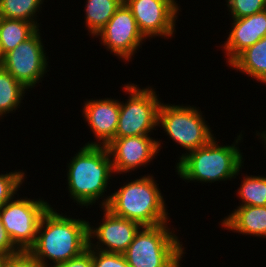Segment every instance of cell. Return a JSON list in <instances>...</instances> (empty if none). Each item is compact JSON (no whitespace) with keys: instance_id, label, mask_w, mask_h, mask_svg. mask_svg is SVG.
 <instances>
[{"instance_id":"3","label":"cell","mask_w":266,"mask_h":267,"mask_svg":"<svg viewBox=\"0 0 266 267\" xmlns=\"http://www.w3.org/2000/svg\"><path fill=\"white\" fill-rule=\"evenodd\" d=\"M242 133L245 134L241 130L231 145H222L214 137L205 146L186 153L176 161L175 174L186 183H209L208 186L215 182L218 184L217 182L233 181L239 177L242 168L245 169V158L239 148L243 142Z\"/></svg>"},{"instance_id":"12","label":"cell","mask_w":266,"mask_h":267,"mask_svg":"<svg viewBox=\"0 0 266 267\" xmlns=\"http://www.w3.org/2000/svg\"><path fill=\"white\" fill-rule=\"evenodd\" d=\"M163 141L155 139L151 135L130 136L113 139L106 147L108 148L114 175L130 176L138 169L151 165L163 148ZM141 167V168H140ZM143 167V168H142ZM133 171V172H132Z\"/></svg>"},{"instance_id":"19","label":"cell","mask_w":266,"mask_h":267,"mask_svg":"<svg viewBox=\"0 0 266 267\" xmlns=\"http://www.w3.org/2000/svg\"><path fill=\"white\" fill-rule=\"evenodd\" d=\"M20 82H18L7 70L0 66V121L7 114H13L23 107L25 95L28 93ZM2 119V120H1Z\"/></svg>"},{"instance_id":"9","label":"cell","mask_w":266,"mask_h":267,"mask_svg":"<svg viewBox=\"0 0 266 267\" xmlns=\"http://www.w3.org/2000/svg\"><path fill=\"white\" fill-rule=\"evenodd\" d=\"M41 35L38 29L30 38L6 53L1 64L29 92L40 86L39 83L50 71V60Z\"/></svg>"},{"instance_id":"26","label":"cell","mask_w":266,"mask_h":267,"mask_svg":"<svg viewBox=\"0 0 266 267\" xmlns=\"http://www.w3.org/2000/svg\"><path fill=\"white\" fill-rule=\"evenodd\" d=\"M2 267H43L28 251L7 256Z\"/></svg>"},{"instance_id":"4","label":"cell","mask_w":266,"mask_h":267,"mask_svg":"<svg viewBox=\"0 0 266 267\" xmlns=\"http://www.w3.org/2000/svg\"><path fill=\"white\" fill-rule=\"evenodd\" d=\"M155 178L153 174L147 173L130 181L127 178L126 182H119L121 187L112 191L105 208L112 214L136 221L141 226L172 223L166 198Z\"/></svg>"},{"instance_id":"10","label":"cell","mask_w":266,"mask_h":267,"mask_svg":"<svg viewBox=\"0 0 266 267\" xmlns=\"http://www.w3.org/2000/svg\"><path fill=\"white\" fill-rule=\"evenodd\" d=\"M95 38L100 39L99 42L104 49L125 64L132 62V58L140 49L142 50V45L146 42L131 10L124 2Z\"/></svg>"},{"instance_id":"13","label":"cell","mask_w":266,"mask_h":267,"mask_svg":"<svg viewBox=\"0 0 266 267\" xmlns=\"http://www.w3.org/2000/svg\"><path fill=\"white\" fill-rule=\"evenodd\" d=\"M100 209L103 217L98 222L99 225L94 222L93 225L91 222L88 225V247L102 252L123 254L142 226L136 221L112 214L105 207Z\"/></svg>"},{"instance_id":"21","label":"cell","mask_w":266,"mask_h":267,"mask_svg":"<svg viewBox=\"0 0 266 267\" xmlns=\"http://www.w3.org/2000/svg\"><path fill=\"white\" fill-rule=\"evenodd\" d=\"M44 1L45 0H1L0 17L31 22L38 29H41L40 26L42 24L41 21L38 23V14L42 13V6L45 5ZM45 2L48 1L46 0Z\"/></svg>"},{"instance_id":"14","label":"cell","mask_w":266,"mask_h":267,"mask_svg":"<svg viewBox=\"0 0 266 267\" xmlns=\"http://www.w3.org/2000/svg\"><path fill=\"white\" fill-rule=\"evenodd\" d=\"M83 120L87 123L90 134L92 133L94 141H88L83 144L86 146H107L113 139L118 127L120 112V99L104 97L85 99L82 104ZM96 139V140H95Z\"/></svg>"},{"instance_id":"28","label":"cell","mask_w":266,"mask_h":267,"mask_svg":"<svg viewBox=\"0 0 266 267\" xmlns=\"http://www.w3.org/2000/svg\"><path fill=\"white\" fill-rule=\"evenodd\" d=\"M0 252L5 254L6 256H12L20 252V250L11 241L1 220H0Z\"/></svg>"},{"instance_id":"30","label":"cell","mask_w":266,"mask_h":267,"mask_svg":"<svg viewBox=\"0 0 266 267\" xmlns=\"http://www.w3.org/2000/svg\"><path fill=\"white\" fill-rule=\"evenodd\" d=\"M7 256L5 254H3L2 252H0V267L3 266L4 260Z\"/></svg>"},{"instance_id":"8","label":"cell","mask_w":266,"mask_h":267,"mask_svg":"<svg viewBox=\"0 0 266 267\" xmlns=\"http://www.w3.org/2000/svg\"><path fill=\"white\" fill-rule=\"evenodd\" d=\"M19 194L0 208V220L13 244L20 251H28L35 243L42 216L52 205L43 197Z\"/></svg>"},{"instance_id":"2","label":"cell","mask_w":266,"mask_h":267,"mask_svg":"<svg viewBox=\"0 0 266 267\" xmlns=\"http://www.w3.org/2000/svg\"><path fill=\"white\" fill-rule=\"evenodd\" d=\"M76 151L64 171L68 197L82 209H90L96 202L100 205L98 208L105 207L111 195H107V190L111 189L110 180L116 177L108 148L83 145Z\"/></svg>"},{"instance_id":"20","label":"cell","mask_w":266,"mask_h":267,"mask_svg":"<svg viewBox=\"0 0 266 267\" xmlns=\"http://www.w3.org/2000/svg\"><path fill=\"white\" fill-rule=\"evenodd\" d=\"M38 28L31 22L0 17V46L2 56L19 43L30 38Z\"/></svg>"},{"instance_id":"25","label":"cell","mask_w":266,"mask_h":267,"mask_svg":"<svg viewBox=\"0 0 266 267\" xmlns=\"http://www.w3.org/2000/svg\"><path fill=\"white\" fill-rule=\"evenodd\" d=\"M93 267H129L124 254L92 249Z\"/></svg>"},{"instance_id":"6","label":"cell","mask_w":266,"mask_h":267,"mask_svg":"<svg viewBox=\"0 0 266 267\" xmlns=\"http://www.w3.org/2000/svg\"><path fill=\"white\" fill-rule=\"evenodd\" d=\"M200 107L188 104L160 103L158 128L163 129L168 141L180 145V159L186 153L208 144L215 136ZM215 135V136H214Z\"/></svg>"},{"instance_id":"17","label":"cell","mask_w":266,"mask_h":267,"mask_svg":"<svg viewBox=\"0 0 266 267\" xmlns=\"http://www.w3.org/2000/svg\"><path fill=\"white\" fill-rule=\"evenodd\" d=\"M246 74L253 81L266 83V36L254 45L242 51L230 64L229 68Z\"/></svg>"},{"instance_id":"11","label":"cell","mask_w":266,"mask_h":267,"mask_svg":"<svg viewBox=\"0 0 266 267\" xmlns=\"http://www.w3.org/2000/svg\"><path fill=\"white\" fill-rule=\"evenodd\" d=\"M138 28L148 40L174 38L181 5L177 0H124Z\"/></svg>"},{"instance_id":"18","label":"cell","mask_w":266,"mask_h":267,"mask_svg":"<svg viewBox=\"0 0 266 267\" xmlns=\"http://www.w3.org/2000/svg\"><path fill=\"white\" fill-rule=\"evenodd\" d=\"M84 23L87 35L94 37L105 27L124 0H85ZM87 27V28H86Z\"/></svg>"},{"instance_id":"22","label":"cell","mask_w":266,"mask_h":267,"mask_svg":"<svg viewBox=\"0 0 266 267\" xmlns=\"http://www.w3.org/2000/svg\"><path fill=\"white\" fill-rule=\"evenodd\" d=\"M243 175L240 187L235 190L239 206H266V175Z\"/></svg>"},{"instance_id":"16","label":"cell","mask_w":266,"mask_h":267,"mask_svg":"<svg viewBox=\"0 0 266 267\" xmlns=\"http://www.w3.org/2000/svg\"><path fill=\"white\" fill-rule=\"evenodd\" d=\"M224 230L266 238V206H237L220 221Z\"/></svg>"},{"instance_id":"31","label":"cell","mask_w":266,"mask_h":267,"mask_svg":"<svg viewBox=\"0 0 266 267\" xmlns=\"http://www.w3.org/2000/svg\"><path fill=\"white\" fill-rule=\"evenodd\" d=\"M2 60H3V56H2V52H1V46H0V66L2 64Z\"/></svg>"},{"instance_id":"27","label":"cell","mask_w":266,"mask_h":267,"mask_svg":"<svg viewBox=\"0 0 266 267\" xmlns=\"http://www.w3.org/2000/svg\"><path fill=\"white\" fill-rule=\"evenodd\" d=\"M53 267H93L92 249L88 247L87 250L79 256L66 262L59 263Z\"/></svg>"},{"instance_id":"24","label":"cell","mask_w":266,"mask_h":267,"mask_svg":"<svg viewBox=\"0 0 266 267\" xmlns=\"http://www.w3.org/2000/svg\"><path fill=\"white\" fill-rule=\"evenodd\" d=\"M228 15L231 18H242L266 10V0H225ZM231 15V16H230Z\"/></svg>"},{"instance_id":"7","label":"cell","mask_w":266,"mask_h":267,"mask_svg":"<svg viewBox=\"0 0 266 267\" xmlns=\"http://www.w3.org/2000/svg\"><path fill=\"white\" fill-rule=\"evenodd\" d=\"M122 86L121 89L128 95V99H120L115 138L150 134L154 136V131H158V111L162 102L160 95L156 93L158 91L151 85L139 87L137 83L132 82Z\"/></svg>"},{"instance_id":"15","label":"cell","mask_w":266,"mask_h":267,"mask_svg":"<svg viewBox=\"0 0 266 267\" xmlns=\"http://www.w3.org/2000/svg\"><path fill=\"white\" fill-rule=\"evenodd\" d=\"M228 37L218 48H222L228 66L242 51L266 36V10L242 17L231 18Z\"/></svg>"},{"instance_id":"29","label":"cell","mask_w":266,"mask_h":267,"mask_svg":"<svg viewBox=\"0 0 266 267\" xmlns=\"http://www.w3.org/2000/svg\"><path fill=\"white\" fill-rule=\"evenodd\" d=\"M256 132H255V137H257L258 139H260V141H262L261 143H262V145H264V149H265V151H266V130L264 129V130H259V131H257V130H255ZM266 153V152H265Z\"/></svg>"},{"instance_id":"1","label":"cell","mask_w":266,"mask_h":267,"mask_svg":"<svg viewBox=\"0 0 266 267\" xmlns=\"http://www.w3.org/2000/svg\"><path fill=\"white\" fill-rule=\"evenodd\" d=\"M53 207L42 216L35 243L28 250L43 267L75 258L89 246L87 219L90 218H73L69 212L64 214Z\"/></svg>"},{"instance_id":"5","label":"cell","mask_w":266,"mask_h":267,"mask_svg":"<svg viewBox=\"0 0 266 267\" xmlns=\"http://www.w3.org/2000/svg\"><path fill=\"white\" fill-rule=\"evenodd\" d=\"M170 224L142 226L139 229L123 253L129 267L183 266L182 259L187 253L185 252L186 247L178 236L177 231L179 230Z\"/></svg>"},{"instance_id":"23","label":"cell","mask_w":266,"mask_h":267,"mask_svg":"<svg viewBox=\"0 0 266 267\" xmlns=\"http://www.w3.org/2000/svg\"><path fill=\"white\" fill-rule=\"evenodd\" d=\"M26 170H13L5 173H0V208L10 201L18 191L24 187V182L27 179ZM22 186V188H21Z\"/></svg>"}]
</instances>
